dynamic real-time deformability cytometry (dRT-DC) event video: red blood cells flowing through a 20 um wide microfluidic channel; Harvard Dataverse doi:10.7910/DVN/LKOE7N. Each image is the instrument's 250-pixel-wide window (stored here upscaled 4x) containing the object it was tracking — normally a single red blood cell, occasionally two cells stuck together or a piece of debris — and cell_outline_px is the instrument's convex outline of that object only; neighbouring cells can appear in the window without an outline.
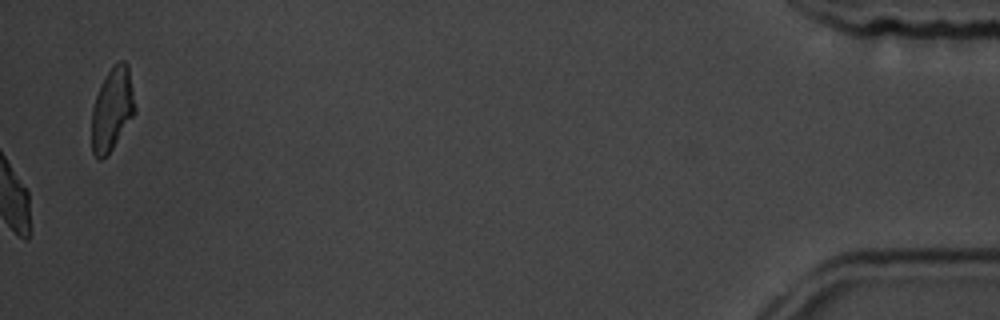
{"species": "common noctule bat (a hibernating species)", "species_latin": "Nyctalus noctula", "temperature_condition": "room temperature", "stored_images_in_passage": 44, "camera_frame_rate_fps": 3000, "um_per_image_px": 0.085, "animal": {"sex": "male", "body_mass_g": 19.5, "forearm_length_mm": 54.6}, "frame": {"image": 1, "passage_image": 44, "time_ms": 14.333, "image_size_px": [1000, 320], "cell_outline_px": [[136, 112], [112, 148], [100, 160], [92, 152], [92, 108], [100, 84], [104, 76], [120, 60], [124, 60], [128, 64], [136, 108]], "centroid_in_image_um": [9.54, 9.25], "position_along_channel_um": 425.7, "area_um2": 20.69}, "authors_computed_cell_mechanics": {"area_um2": 21.0103, "velocity_mm_per_s": 3.7336, "shape_relaxation_time_tau1_ms": 2.358, "shape_relaxation_time_tau2_ms": 1.8439, "deformation_change_tau1": 0.1157, "deformation_change_tau2": 0.0904}}